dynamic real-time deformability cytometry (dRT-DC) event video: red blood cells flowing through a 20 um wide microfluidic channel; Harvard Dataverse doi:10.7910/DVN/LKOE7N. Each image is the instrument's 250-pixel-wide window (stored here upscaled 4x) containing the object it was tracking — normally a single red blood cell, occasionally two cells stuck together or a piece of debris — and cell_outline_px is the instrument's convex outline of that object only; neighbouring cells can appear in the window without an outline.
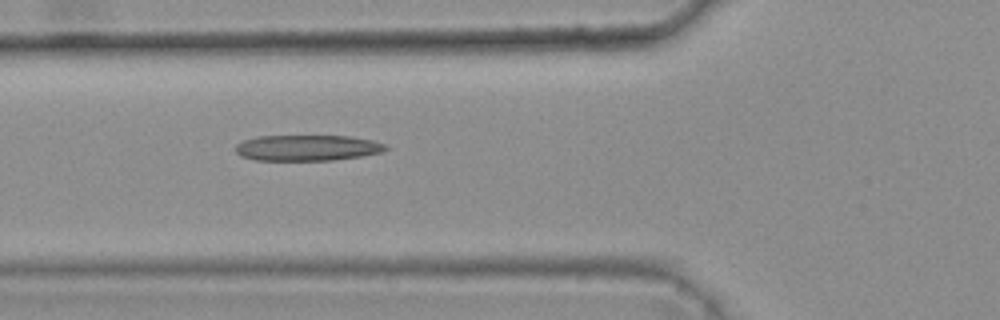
{"species": "common noctule bat (a hibernating species)", "species_latin": "Nyctalus noctula", "temperature_condition": "warm", "stored_images_in_passage": 6, "camera_frame_rate_fps": 3000, "um_per_image_px": 0.085, "animal": {"sex": "female", "body_mass_g": 25.1}, "frame": {"image": 1, "passage_image": 6, "time_ms": 1.667, "image_size_px": [1000, 320], "cell_outline_px": [[388, 148], [380, 152], [360, 156], [332, 160], [256, 160], [240, 156], [236, 152], [236, 144], [244, 140], [256, 136], [348, 136], [372, 140], [384, 144]], "centroid_in_image_um": [26.07, 12.56], "position_along_channel_um": 99.7, "area_um2": 22.43}}